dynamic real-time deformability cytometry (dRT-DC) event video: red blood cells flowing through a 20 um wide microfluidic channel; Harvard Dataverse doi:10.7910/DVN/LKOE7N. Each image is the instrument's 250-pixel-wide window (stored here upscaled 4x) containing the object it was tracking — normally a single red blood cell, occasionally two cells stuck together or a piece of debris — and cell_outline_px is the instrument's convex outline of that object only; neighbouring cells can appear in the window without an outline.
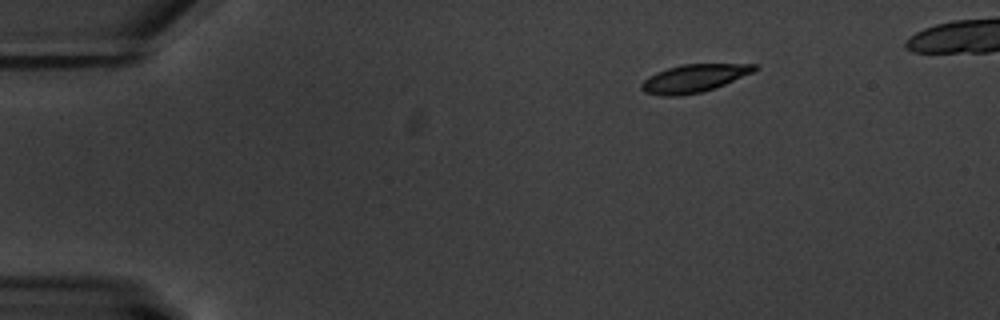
{"species": "common noctule bat (a hibernating species)", "species_latin": "Nyctalus noctula", "temperature_condition": "warm", "stored_images_in_passage": 3, "camera_frame_rate_fps": 3000, "um_per_image_px": 0.085, "animal": {"sex": "male", "body_mass_g": 20.1, "forearm_length_mm": 53.5}, "frame": {"image": 1, "passage_image": 1, "time_ms": 0.0, "image_size_px": [1000, 320], "cell_outline_px": [[760, 68], [752, 72], [724, 84], [700, 92], [680, 96], [664, 96], [644, 92], [640, 88], [640, 84], [644, 80], [656, 72], [668, 68], [684, 64], [756, 64]], "centroid_in_image_um": [58.96, 6.65], "position_along_channel_um": 26.0, "area_um2": 18.09}}